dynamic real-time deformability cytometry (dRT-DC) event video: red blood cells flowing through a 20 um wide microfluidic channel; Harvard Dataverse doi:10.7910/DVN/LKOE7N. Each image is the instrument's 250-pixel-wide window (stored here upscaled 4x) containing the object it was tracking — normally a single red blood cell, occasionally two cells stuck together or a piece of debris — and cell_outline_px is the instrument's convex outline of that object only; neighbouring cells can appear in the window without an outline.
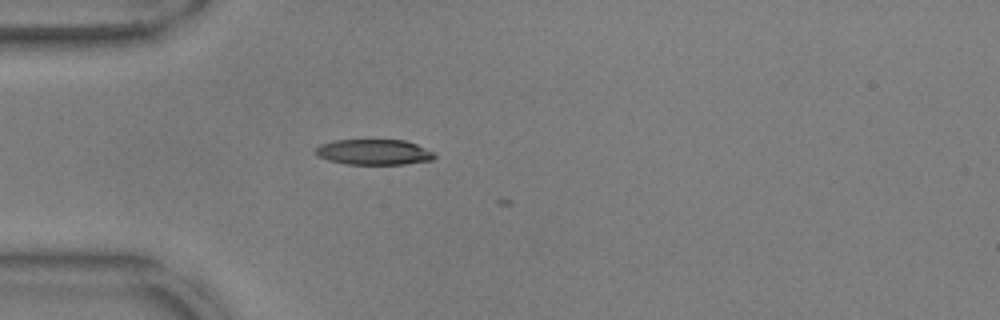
{"species": "common noctule bat (a hibernating species)", "species_latin": "Nyctalus noctula", "temperature_condition": "warm", "stored_images_in_passage": 5, "camera_frame_rate_fps": 3000, "um_per_image_px": 0.085, "animal": {"sex": "male", "body_mass_g": 17.9, "forearm_length_mm": 54.2}, "frame": {"image": 1, "passage_image": 1, "time_ms": 0.0, "image_size_px": [1000, 320], "cell_outline_px": [[436, 156], [432, 160], [404, 164], [348, 164], [328, 160], [316, 156], [312, 152], [320, 144], [336, 140], [404, 140], [416, 144], [432, 152]], "centroid_in_image_um": [31.72, 12.93], "position_along_channel_um": 53.3, "area_um2": 17.63}}